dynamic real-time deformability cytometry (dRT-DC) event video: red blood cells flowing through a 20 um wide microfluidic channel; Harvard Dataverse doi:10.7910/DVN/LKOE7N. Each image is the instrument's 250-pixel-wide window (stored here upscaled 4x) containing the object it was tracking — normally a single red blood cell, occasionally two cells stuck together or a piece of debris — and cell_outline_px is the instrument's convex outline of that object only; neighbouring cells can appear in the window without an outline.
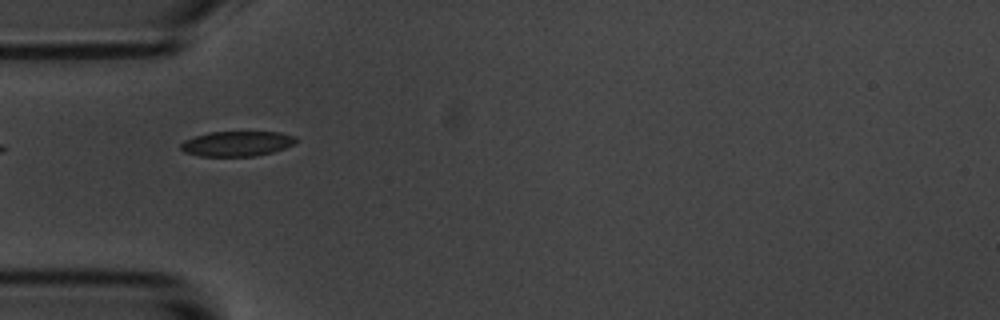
{"species": "common noctule bat (a hibernating species)", "species_latin": "Nyctalus noctula", "temperature_condition": "room temperature", "stored_images_in_passage": 7, "camera_frame_rate_fps": 3000, "um_per_image_px": 0.085, "animal": {"sex": "male", "body_mass_g": 20.1, "forearm_length_mm": 53.5}, "frame": {"image": 1, "passage_image": 2, "time_ms": 1.0, "image_size_px": [1000, 320], "cell_outline_px": [[296, 144], [272, 152], [256, 156], [200, 156], [184, 152], [180, 148], [180, 144], [184, 140], [192, 136], [208, 132], [280, 132], [296, 136]], "centroid_in_image_um": [20.12, 12.2], "position_along_channel_um": 64.9, "area_um2": 16.99}}
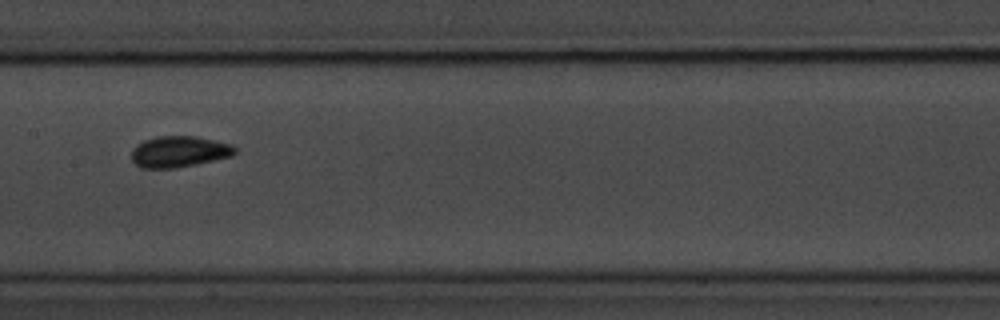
{"frame": {"image": 2, "passage_image": 5, "time_ms": 4.667, "image_size_px": [1000, 320], "cell_outline_px": [[236, 152], [232, 156], [196, 164], [176, 168], [140, 168], [132, 160], [132, 148], [136, 144], [144, 140], [156, 136], [196, 136], [232, 144], [236, 148]], "centroid_in_image_um": [15.21, 12.88], "position_along_channel_um": 192.2, "area_um2": 18.9}}
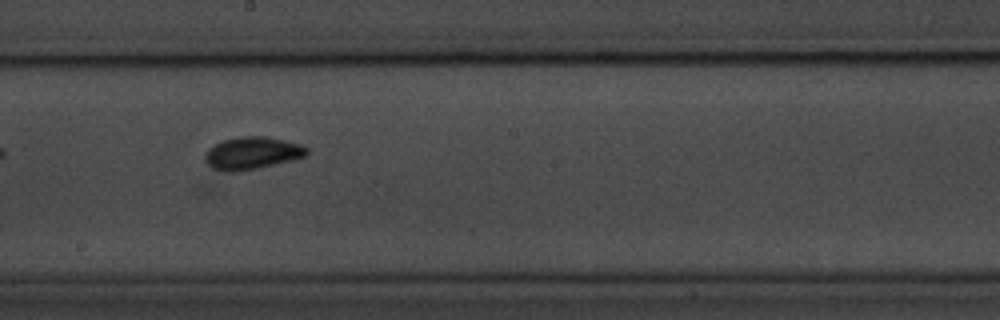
{"frame": {"image": 3, "passage_image": 6, "time_ms": 5.667, "image_size_px": [1000, 320], "cell_outline_px": [[308, 152], [304, 156], [292, 160], [240, 172], [228, 172], [216, 168], [208, 164], [204, 156], [204, 152], [208, 148], [224, 140], [240, 136], [268, 136], [300, 144], [308, 148]], "centroid_in_image_um": [21.43, 13.01], "position_along_channel_um": 226.8, "area_um2": 19.13}}